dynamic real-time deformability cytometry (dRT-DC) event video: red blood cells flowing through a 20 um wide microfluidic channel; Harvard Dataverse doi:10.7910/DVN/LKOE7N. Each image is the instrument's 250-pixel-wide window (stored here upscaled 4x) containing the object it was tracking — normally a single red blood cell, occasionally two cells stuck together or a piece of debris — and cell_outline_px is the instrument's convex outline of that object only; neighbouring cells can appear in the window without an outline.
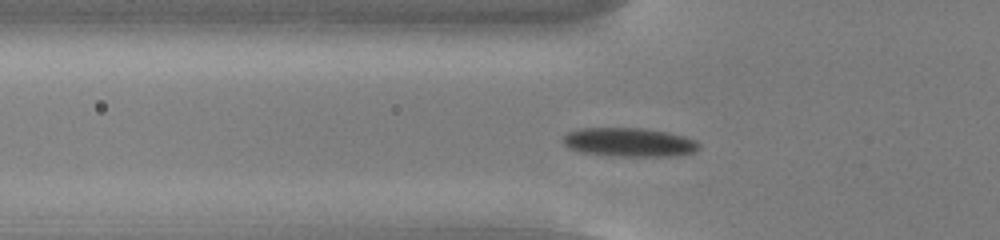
{"species": "common noctule bat (a hibernating species)", "species_latin": "Nyctalus noctula", "temperature_condition": "cold", "stored_images_in_passage": 50, "camera_frame_rate_fps": 3000, "um_per_image_px": 0.085, "animal": {"sex": "male", "body_mass_g": 13.0, "forearm_length_mm": 53.1}, "frame": {"image": 1, "passage_image": 14, "time_ms": 4.333, "image_size_px": [1000, 240], "cell_outline_px": [[700, 148], [696, 152], [676, 156], [612, 156], [580, 152], [564, 144], [564, 136], [568, 132], [580, 128], [644, 128], [668, 132], [684, 136], [696, 140], [700, 144]], "centroid_in_image_um": [53.54, 12.09], "position_along_channel_um": 72.3, "area_um2": 23.0}}
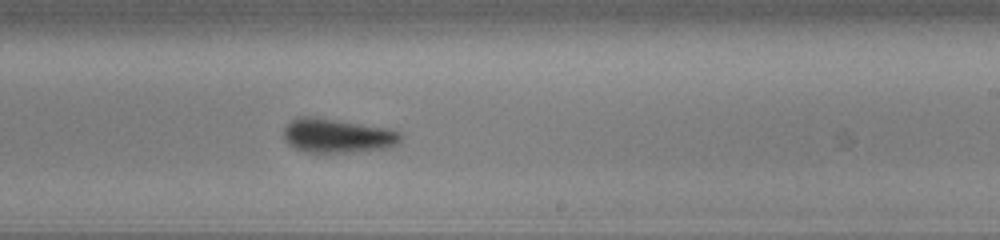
{"frame": {"image": 2, "passage_image": 29, "time_ms": 9.333, "image_size_px": [1000, 240], "cell_outline_px": [[404, 136], [396, 144], [388, 148], [348, 152], [304, 152], [288, 144], [284, 140], [284, 128], [296, 116], [312, 116], [388, 128], [400, 132]], "centroid_in_image_um": [28.67, 11.53], "position_along_channel_um": 260.3, "area_um2": 23.29}}
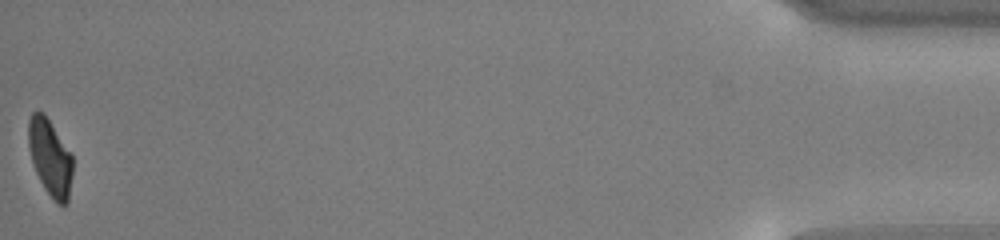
{"frame": {"image": 3, "passage_image": 50, "time_ms": 16.333, "image_size_px": [1000, 240], "cell_outline_px": [[72, 176], [68, 204], [60, 204], [44, 188], [36, 172], [32, 160], [28, 144], [28, 120], [32, 112], [44, 112], [72, 152]], "centroid_in_image_um": [4.27, 13.34], "position_along_channel_um": 430.9, "area_um2": 19.77}, "authors_computed_cell_mechanics": {"area_um2": 22.2241, "velocity_mm_per_s": 3.7665, "shape_relaxation_time_tau1_ms": 2.0338, "shape_relaxation_time_tau2_ms": 1.6886, "deformation_change_tau1": 0.1009, "deformation_change_tau2": 0.0769}}